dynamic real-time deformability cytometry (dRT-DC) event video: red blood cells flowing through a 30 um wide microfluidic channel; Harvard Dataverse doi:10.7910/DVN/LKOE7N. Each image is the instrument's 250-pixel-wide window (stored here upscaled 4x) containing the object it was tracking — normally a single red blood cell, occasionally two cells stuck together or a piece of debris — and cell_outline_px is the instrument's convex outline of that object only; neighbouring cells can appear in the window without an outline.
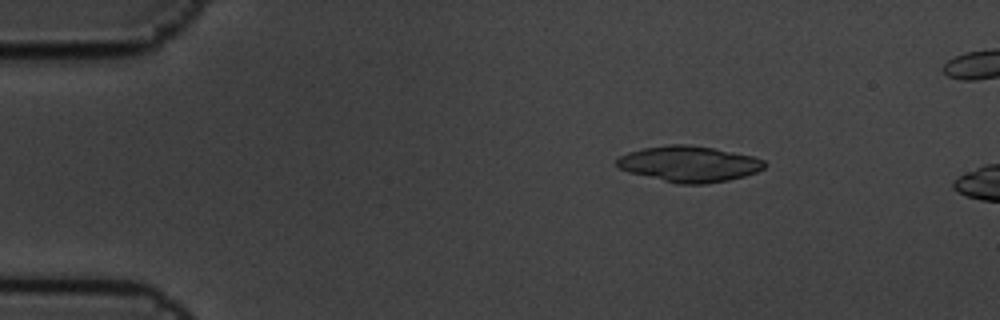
{"species": "common noctule bat (a hibernating species)", "species_latin": "Nyctalus noctula", "temperature_condition": "cold", "stored_images_in_passage": 4, "camera_frame_rate_fps": 3000, "um_per_image_px": 0.085, "animal": {"sex": "male", "body_mass_g": 19.5, "forearm_length_mm": 54.6}, "frame": {"image": 1, "passage_image": 2, "time_ms": 0.333, "image_size_px": [1000, 320], "cell_outline_px": [[768, 164], [764, 168], [756, 172], [744, 176], [728, 180], [708, 184], [680, 184], [628, 172], [620, 168], [616, 164], [616, 160], [620, 156], [628, 152], [644, 148], [668, 144], [688, 144], [712, 148], [752, 156], [764, 160]], "centroid_in_image_um": [58.58, 13.93], "position_along_channel_um": 26.4, "area_um2": 30.75}}